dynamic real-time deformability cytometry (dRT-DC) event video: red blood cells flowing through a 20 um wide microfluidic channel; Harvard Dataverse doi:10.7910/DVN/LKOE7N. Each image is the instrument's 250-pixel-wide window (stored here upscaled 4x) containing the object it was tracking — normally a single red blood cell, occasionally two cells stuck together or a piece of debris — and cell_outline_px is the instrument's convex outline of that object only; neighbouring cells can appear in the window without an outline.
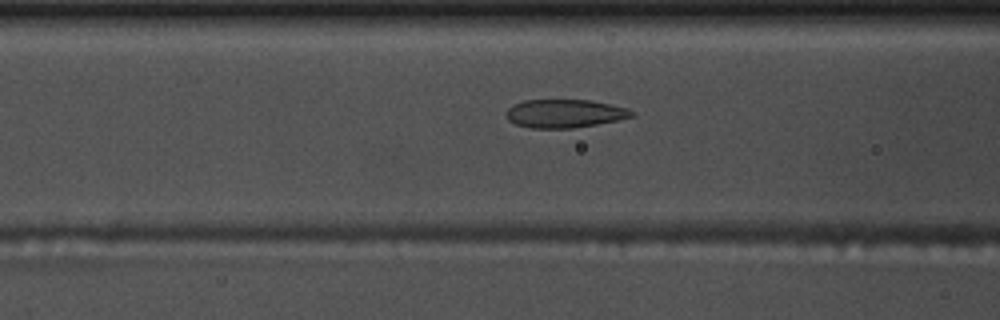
{"species": "common noctule bat (a hibernating species)", "species_latin": "Nyctalus noctula", "temperature_condition": "warm", "stored_images_in_passage": 45, "camera_frame_rate_fps": 3000, "um_per_image_px": 0.085, "animal": {"sex": "male", "body_mass_g": 17.5, "forearm_length_mm": 52.3}, "frame": {"image": 1, "passage_image": 12, "time_ms": 3.667, "image_size_px": [1000, 320], "cell_outline_px": [[636, 116], [596, 124], [572, 128], [532, 128], [516, 124], [508, 120], [508, 108], [512, 104], [524, 100], [588, 100], [628, 108], [636, 112]], "centroid_in_image_um": [48.02, 9.64], "position_along_channel_um": 118.6, "area_um2": 20.58}}
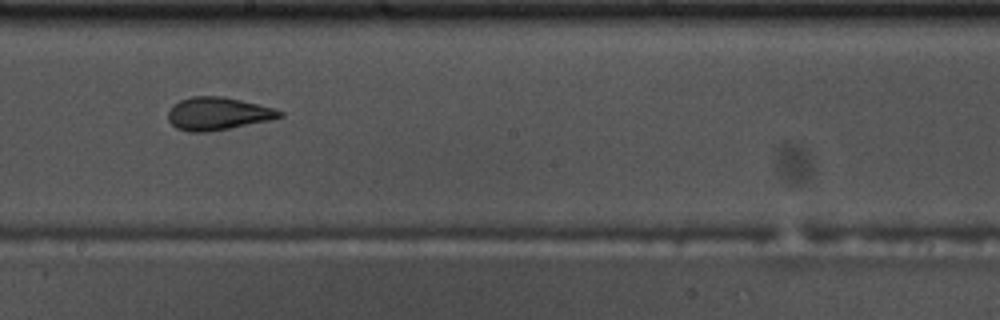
{"frame": {"image": 2, "passage_image": 21, "time_ms": 6.667, "image_size_px": [1000, 320], "cell_outline_px": [[284, 116], [268, 120], [228, 128], [204, 132], [192, 132], [176, 128], [168, 120], [168, 112], [172, 104], [180, 100], [192, 96], [224, 96], [276, 108], [284, 112]], "centroid_in_image_um": [18.51, 9.64], "position_along_channel_um": 229.7, "area_um2": 21.27}}
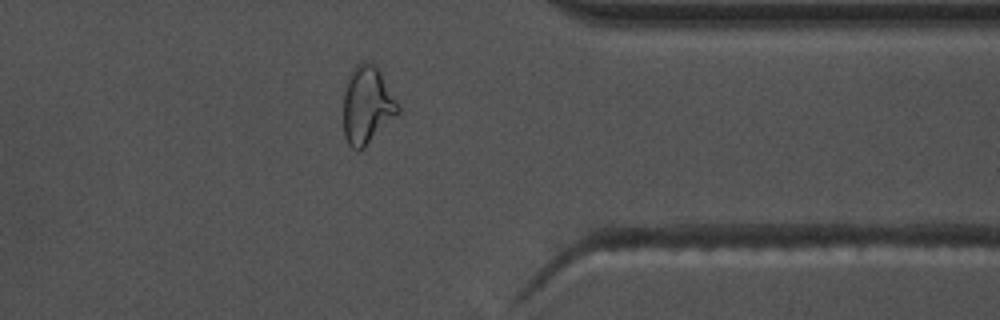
{"frame": {"image": 3, "passage_image": 34, "time_ms": 11.0, "image_size_px": [1000, 320], "cell_outline_px": [[400, 112], [360, 152], [356, 152], [348, 144], [344, 136], [344, 96], [348, 80], [356, 64], [360, 60], [364, 60], [376, 64], [400, 108]], "centroid_in_image_um": [31.2, 8.96], "position_along_channel_um": 380.2, "area_um2": 24.62}, "authors_computed_cell_mechanics": {"area_um2": 21.7906, "velocity_mm_per_s": 3.7087, "shape_relaxation_time_tau1_ms": 10.6708, "shape_relaxation_time_tau2_ms": 1.3426, "deformation_change_tau1": 0.2509, "deformation_change_tau2": 0.0716}}